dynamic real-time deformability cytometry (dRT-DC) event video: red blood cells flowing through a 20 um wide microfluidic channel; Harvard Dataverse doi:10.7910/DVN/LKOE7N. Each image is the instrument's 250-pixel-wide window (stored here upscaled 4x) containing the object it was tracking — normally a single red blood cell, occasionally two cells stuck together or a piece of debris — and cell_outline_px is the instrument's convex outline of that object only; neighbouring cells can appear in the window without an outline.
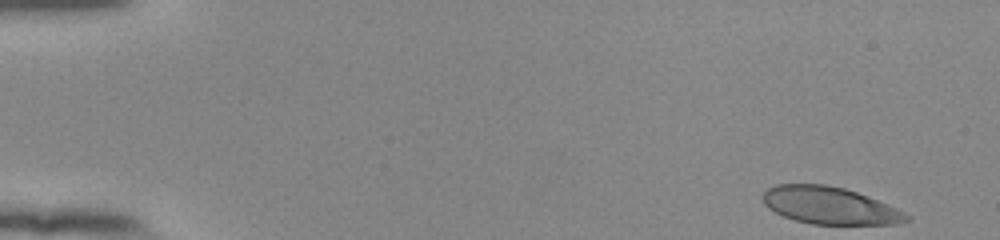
{"species": "human", "species_latin": "Homo sapiens", "temperature_condition": "room temperature", "stored_images_in_passage": 52, "segment_of_instrument_passage": [1, 2], "camera_frame_rate_fps": 3000, "um_per_image_px": 0.085, "donor": {"sex": "female"}, "frame": {"image": 1, "passage_image": 1, "time_ms": 0.0, "image_size_px": [1000, 240], "cell_outline_px": [[912, 216], [908, 220], [896, 224], [812, 224], [796, 220], [784, 216], [768, 208], [764, 204], [764, 192], [768, 188], [776, 184], [824, 184], [844, 188], [856, 192], [888, 204]], "centroid_in_image_um": [70.54, 17.47], "position_along_channel_um": 14.5, "area_um2": 30.92}}
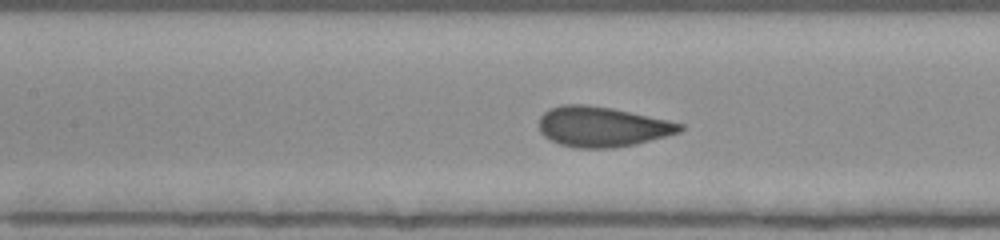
{"frame": {"image": 2, "passage_image": 23, "time_ms": 7.333, "image_size_px": [1000, 240], "cell_outline_px": [[684, 128], [680, 132], [636, 144], [612, 148], [572, 148], [560, 144], [544, 136], [540, 132], [540, 116], [548, 108], [560, 104], [588, 104], [612, 108], [668, 120], [684, 124]], "centroid_in_image_um": [51.16, 10.76], "position_along_channel_um": 156.2, "area_um2": 33.12}}
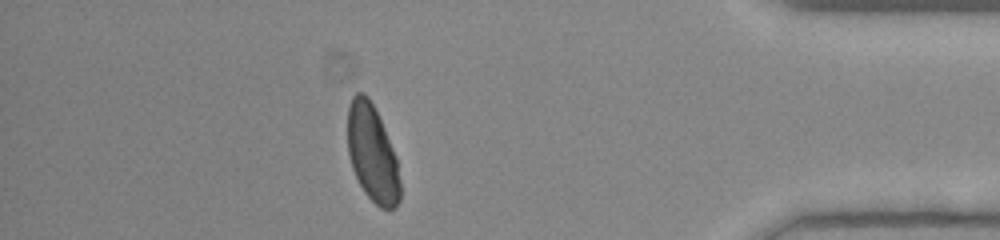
{"frame": {"image": 3, "passage_image": 45, "time_ms": 14.667, "image_size_px": [1000, 240], "cell_outline_px": [[400, 200], [396, 208], [380, 208], [364, 192], [352, 168], [348, 152], [348, 104], [352, 96], [356, 92], [364, 92], [368, 96], [384, 128], [396, 156], [400, 180]], "centroid_in_image_um": [31.64, 13.04], "position_along_channel_um": 403.6, "area_um2": 29.54}}